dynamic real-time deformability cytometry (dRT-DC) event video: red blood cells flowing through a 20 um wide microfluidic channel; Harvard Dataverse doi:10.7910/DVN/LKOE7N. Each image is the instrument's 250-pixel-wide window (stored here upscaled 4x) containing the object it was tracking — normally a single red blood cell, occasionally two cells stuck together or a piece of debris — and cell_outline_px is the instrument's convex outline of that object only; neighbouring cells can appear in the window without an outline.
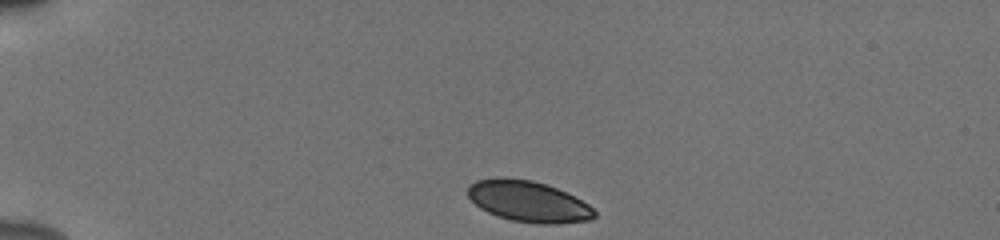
{"species": "human", "species_latin": "Homo sapiens", "temperature_condition": "cold", "stored_images_in_passage": 42, "camera_frame_rate_fps": 3000, "um_per_image_px": 0.085, "donor": {"sex": "male"}, "frame": {"image": 1, "passage_image": 1, "time_ms": 0.0, "image_size_px": [1000, 240], "cell_outline_px": [[596, 216], [592, 220], [556, 224], [536, 224], [512, 220], [488, 212], [480, 208], [468, 196], [468, 188], [476, 180], [500, 176], [532, 180], [556, 188], [588, 204], [596, 212]], "centroid_in_image_um": [44.91, 17.12], "position_along_channel_um": 40.1, "area_um2": 30.11}}
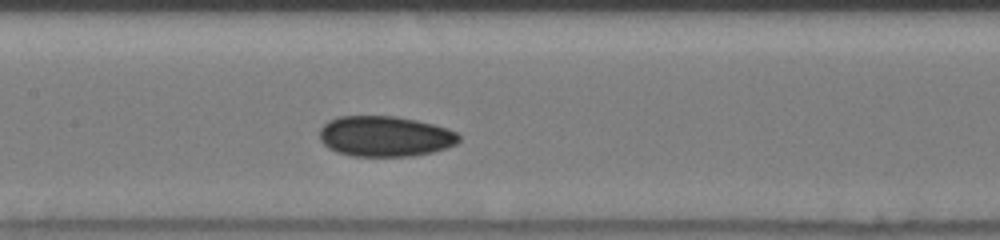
{"frame": {"image": 2, "passage_image": 16, "time_ms": 5.0, "image_size_px": [1000, 240], "cell_outline_px": [[460, 140], [456, 144], [448, 148], [432, 152], [412, 156], [352, 156], [336, 152], [328, 148], [320, 140], [320, 128], [328, 120], [340, 116], [396, 116], [416, 120], [448, 128], [456, 132], [460, 136]], "centroid_in_image_um": [32.73, 11.59], "position_along_channel_um": 174.7, "area_um2": 33.12}}
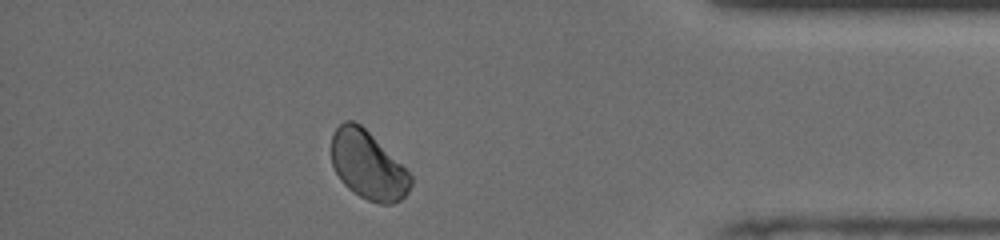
{"frame": {"image": 3, "passage_image": 36, "time_ms": 11.667, "image_size_px": [1000, 240], "cell_outline_px": [[412, 184], [408, 192], [400, 200], [392, 204], [380, 204], [368, 200], [352, 192], [340, 180], [332, 164], [332, 136], [336, 128], [344, 120], [352, 120], [360, 124], [412, 176]], "centroid_in_image_um": [31.25, 14.07], "position_along_channel_um": 403.9, "area_um2": 31.04}, "authors_computed_cell_mechanics": {"area_um2": 32.2524, "velocity_mm_per_s": 3.8371, "shape_relaxation_time_tau1_ms": null, "shape_relaxation_time_tau2_ms": 6.342, "deformation_change_tau1": null, "deformation_change_tau2": 0.0667}}